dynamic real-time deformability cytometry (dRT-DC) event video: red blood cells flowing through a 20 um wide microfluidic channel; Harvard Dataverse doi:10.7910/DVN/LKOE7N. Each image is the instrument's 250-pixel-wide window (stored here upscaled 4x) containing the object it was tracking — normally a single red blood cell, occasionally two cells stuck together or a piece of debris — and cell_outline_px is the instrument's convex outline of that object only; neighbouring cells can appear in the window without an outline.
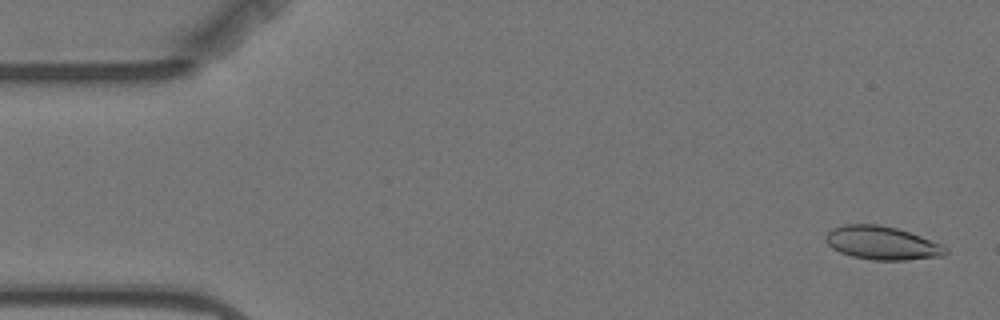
{"species": "Egyptian fruit bat (a non-hibernating species)", "species_latin": "Rousettus aegyptiacus", "temperature_condition": "warm", "stored_images_in_passage": 4, "camera_frame_rate_fps": 3000, "um_per_image_px": 0.085, "animal": {"sex": "female"}, "frame": {"image": 1, "passage_image": 1, "time_ms": 0.0, "image_size_px": [1000, 320], "cell_outline_px": [[948, 252], [944, 256], [904, 260], [872, 260], [852, 256], [840, 252], [832, 248], [828, 244], [824, 236], [832, 228], [844, 224], [880, 224], [896, 228], [920, 236], [940, 244], [948, 248]], "centroid_in_image_um": [74.96, 20.65], "position_along_channel_um": 10.0, "area_um2": 23.29}}
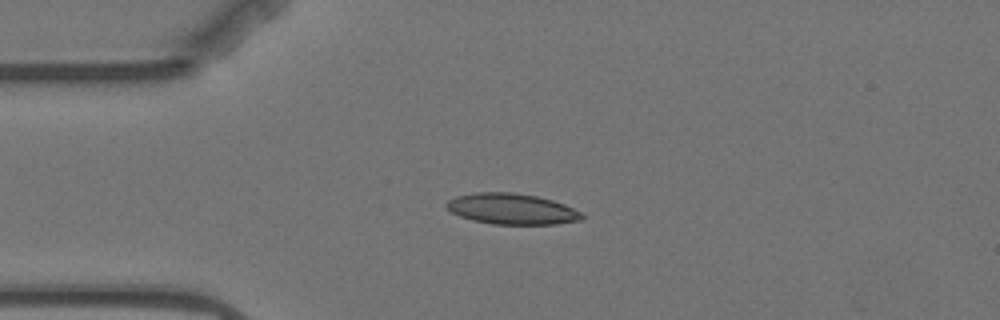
{"frame": {"image": 2, "passage_image": 3, "time_ms": 3.667, "image_size_px": [1000, 320], "cell_outline_px": [[584, 220], [556, 224], [492, 224], [472, 220], [460, 216], [452, 212], [444, 204], [448, 200], [456, 196], [476, 192], [512, 192], [536, 196], [552, 200], [564, 204], [580, 212], [584, 216]], "centroid_in_image_um": [43.5, 17.76], "position_along_channel_um": 41.5, "area_um2": 24.33}}